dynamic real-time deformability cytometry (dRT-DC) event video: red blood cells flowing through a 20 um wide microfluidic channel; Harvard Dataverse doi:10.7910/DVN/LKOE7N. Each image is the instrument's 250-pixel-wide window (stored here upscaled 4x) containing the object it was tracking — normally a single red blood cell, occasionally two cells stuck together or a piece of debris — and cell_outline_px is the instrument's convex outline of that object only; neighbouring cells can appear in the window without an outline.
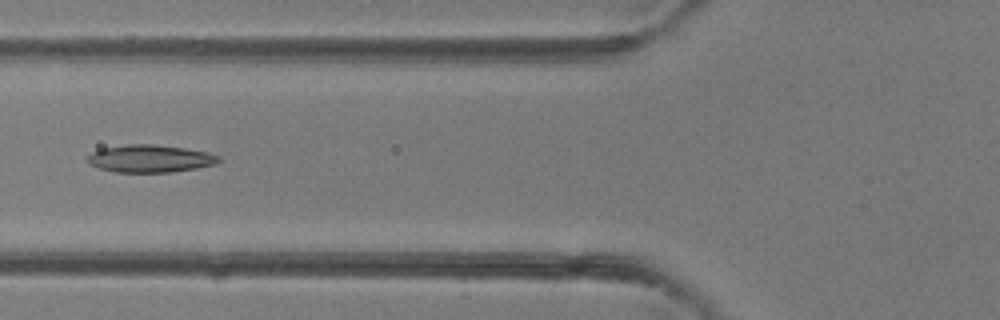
{"species": "common noctule bat (a hibernating species)", "species_latin": "Nyctalus noctula", "temperature_condition": "room temperature", "stored_images_in_passage": 41, "camera_frame_rate_fps": 3000, "um_per_image_px": 0.085, "animal": {"sex": "female"}, "frame": {"image": 1, "passage_image": 16, "time_ms": 5.0, "image_size_px": [1000, 320], "cell_outline_px": [[220, 160], [216, 164], [196, 168], [172, 172], [112, 172], [88, 164], [88, 156], [92, 152], [104, 148], [128, 144], [152, 144], [184, 148], [208, 152], [220, 156]], "centroid_in_image_um": [12.77, 13.48], "position_along_channel_um": 113.0, "area_um2": 20.98}}
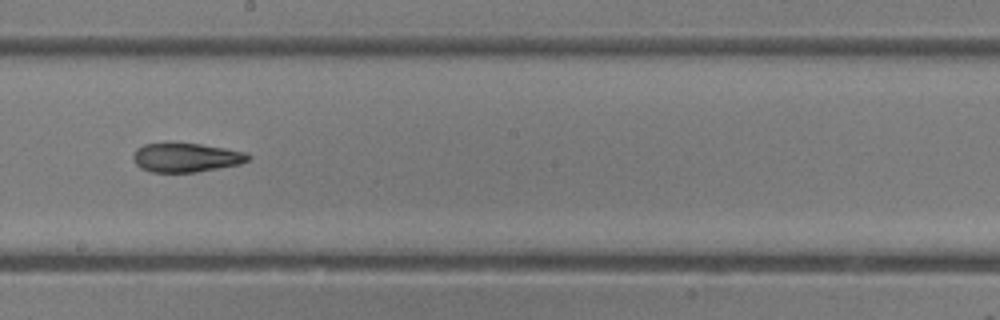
{"frame": {"image": 2, "passage_image": 23, "time_ms": 7.333, "image_size_px": [1000, 320], "cell_outline_px": [[252, 156], [248, 160], [240, 164], [196, 172], [152, 172], [140, 168], [136, 164], [132, 156], [136, 148], [144, 144], [200, 144], [248, 152]], "centroid_in_image_um": [15.83, 13.4], "position_along_channel_um": 232.4, "area_um2": 19.31}}
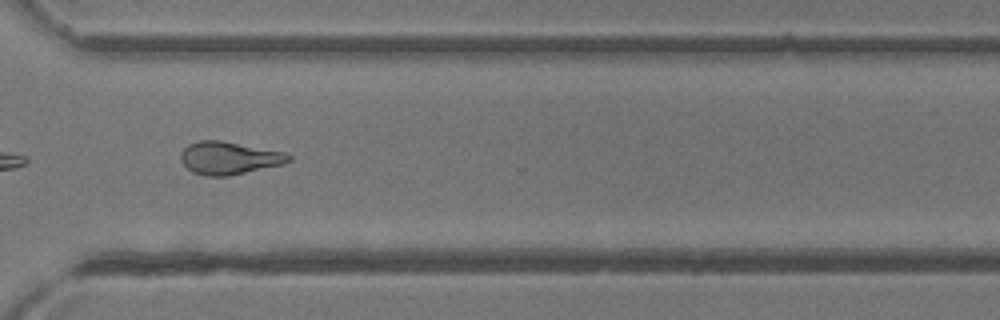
{"frame": {"image": 3, "passage_image": 30, "time_ms": 9.667, "image_size_px": [1000, 320], "cell_outline_px": [[292, 160], [284, 164], [228, 176], [204, 176], [192, 172], [180, 160], [180, 152], [188, 144], [200, 140], [220, 140], [284, 152], [292, 156]], "centroid_in_image_um": [19.46, 13.43], "position_along_channel_um": 351.1, "area_um2": 20.63}}